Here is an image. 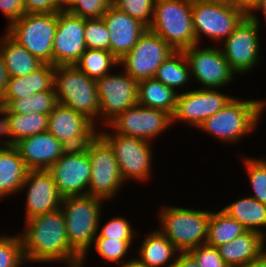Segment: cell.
Returning a JSON list of instances; mask_svg holds the SVG:
<instances>
[{
  "label": "cell",
  "mask_w": 266,
  "mask_h": 267,
  "mask_svg": "<svg viewBox=\"0 0 266 267\" xmlns=\"http://www.w3.org/2000/svg\"><path fill=\"white\" fill-rule=\"evenodd\" d=\"M24 222L19 232L26 263H61L66 267H79L81 257L70 247L64 215L58 210L37 215ZM67 264V265H66Z\"/></svg>",
  "instance_id": "cell-1"
},
{
  "label": "cell",
  "mask_w": 266,
  "mask_h": 267,
  "mask_svg": "<svg viewBox=\"0 0 266 267\" xmlns=\"http://www.w3.org/2000/svg\"><path fill=\"white\" fill-rule=\"evenodd\" d=\"M233 97L221 110L202 122L197 130L218 139V142L235 145L252 135L266 111L265 99ZM265 100V101H264Z\"/></svg>",
  "instance_id": "cell-2"
},
{
  "label": "cell",
  "mask_w": 266,
  "mask_h": 267,
  "mask_svg": "<svg viewBox=\"0 0 266 267\" xmlns=\"http://www.w3.org/2000/svg\"><path fill=\"white\" fill-rule=\"evenodd\" d=\"M106 200L91 195L62 198L60 209L64 215L70 247L81 257L79 267H85L88 252L97 236L98 223L103 216Z\"/></svg>",
  "instance_id": "cell-3"
},
{
  "label": "cell",
  "mask_w": 266,
  "mask_h": 267,
  "mask_svg": "<svg viewBox=\"0 0 266 267\" xmlns=\"http://www.w3.org/2000/svg\"><path fill=\"white\" fill-rule=\"evenodd\" d=\"M160 208L157 229L180 252H188L192 248L206 244L210 210L165 204Z\"/></svg>",
  "instance_id": "cell-4"
},
{
  "label": "cell",
  "mask_w": 266,
  "mask_h": 267,
  "mask_svg": "<svg viewBox=\"0 0 266 267\" xmlns=\"http://www.w3.org/2000/svg\"><path fill=\"white\" fill-rule=\"evenodd\" d=\"M53 85L58 103L82 113L98 128L100 102L96 80L75 65H57Z\"/></svg>",
  "instance_id": "cell-5"
},
{
  "label": "cell",
  "mask_w": 266,
  "mask_h": 267,
  "mask_svg": "<svg viewBox=\"0 0 266 267\" xmlns=\"http://www.w3.org/2000/svg\"><path fill=\"white\" fill-rule=\"evenodd\" d=\"M148 29L175 51L196 45L192 21V0H156Z\"/></svg>",
  "instance_id": "cell-6"
},
{
  "label": "cell",
  "mask_w": 266,
  "mask_h": 267,
  "mask_svg": "<svg viewBox=\"0 0 266 267\" xmlns=\"http://www.w3.org/2000/svg\"><path fill=\"white\" fill-rule=\"evenodd\" d=\"M58 12L24 13L5 32L41 62L52 64Z\"/></svg>",
  "instance_id": "cell-7"
},
{
  "label": "cell",
  "mask_w": 266,
  "mask_h": 267,
  "mask_svg": "<svg viewBox=\"0 0 266 267\" xmlns=\"http://www.w3.org/2000/svg\"><path fill=\"white\" fill-rule=\"evenodd\" d=\"M246 15L242 9L235 6L206 0H192V21L196 44L201 45L202 39L208 38L216 44L215 46H219L232 34Z\"/></svg>",
  "instance_id": "cell-8"
},
{
  "label": "cell",
  "mask_w": 266,
  "mask_h": 267,
  "mask_svg": "<svg viewBox=\"0 0 266 267\" xmlns=\"http://www.w3.org/2000/svg\"><path fill=\"white\" fill-rule=\"evenodd\" d=\"M98 134L113 149L120 175L125 183L130 180L145 183L152 179V143L118 133Z\"/></svg>",
  "instance_id": "cell-9"
},
{
  "label": "cell",
  "mask_w": 266,
  "mask_h": 267,
  "mask_svg": "<svg viewBox=\"0 0 266 267\" xmlns=\"http://www.w3.org/2000/svg\"><path fill=\"white\" fill-rule=\"evenodd\" d=\"M91 164L90 183L87 195L111 201L126 183L118 168L115 154L110 145L97 134L86 146Z\"/></svg>",
  "instance_id": "cell-10"
},
{
  "label": "cell",
  "mask_w": 266,
  "mask_h": 267,
  "mask_svg": "<svg viewBox=\"0 0 266 267\" xmlns=\"http://www.w3.org/2000/svg\"><path fill=\"white\" fill-rule=\"evenodd\" d=\"M106 126L112 131L103 126L98 133H118L153 143L157 136L170 130L172 122L166 111L136 104L118 114Z\"/></svg>",
  "instance_id": "cell-11"
},
{
  "label": "cell",
  "mask_w": 266,
  "mask_h": 267,
  "mask_svg": "<svg viewBox=\"0 0 266 267\" xmlns=\"http://www.w3.org/2000/svg\"><path fill=\"white\" fill-rule=\"evenodd\" d=\"M202 47V48H201ZM189 63L191 78L200 88L222 89L229 86L236 77L219 46L203 47L196 44L183 50ZM197 80V81H196ZM200 83V84H199Z\"/></svg>",
  "instance_id": "cell-12"
},
{
  "label": "cell",
  "mask_w": 266,
  "mask_h": 267,
  "mask_svg": "<svg viewBox=\"0 0 266 267\" xmlns=\"http://www.w3.org/2000/svg\"><path fill=\"white\" fill-rule=\"evenodd\" d=\"M260 27L246 15L220 45L225 59L237 75L250 73L262 61Z\"/></svg>",
  "instance_id": "cell-13"
},
{
  "label": "cell",
  "mask_w": 266,
  "mask_h": 267,
  "mask_svg": "<svg viewBox=\"0 0 266 267\" xmlns=\"http://www.w3.org/2000/svg\"><path fill=\"white\" fill-rule=\"evenodd\" d=\"M96 85L100 102L98 129L137 104L138 81L123 69L97 79Z\"/></svg>",
  "instance_id": "cell-14"
},
{
  "label": "cell",
  "mask_w": 266,
  "mask_h": 267,
  "mask_svg": "<svg viewBox=\"0 0 266 267\" xmlns=\"http://www.w3.org/2000/svg\"><path fill=\"white\" fill-rule=\"evenodd\" d=\"M175 50L149 29L138 39L130 52L119 59V67L133 79L154 78L158 67Z\"/></svg>",
  "instance_id": "cell-15"
},
{
  "label": "cell",
  "mask_w": 266,
  "mask_h": 267,
  "mask_svg": "<svg viewBox=\"0 0 266 267\" xmlns=\"http://www.w3.org/2000/svg\"><path fill=\"white\" fill-rule=\"evenodd\" d=\"M221 91L215 88L180 91L171 115L172 125L182 122L197 129L202 122L221 110L234 97Z\"/></svg>",
  "instance_id": "cell-16"
},
{
  "label": "cell",
  "mask_w": 266,
  "mask_h": 267,
  "mask_svg": "<svg viewBox=\"0 0 266 267\" xmlns=\"http://www.w3.org/2000/svg\"><path fill=\"white\" fill-rule=\"evenodd\" d=\"M67 150H81L98 134V128L85 115L58 103L48 115V128Z\"/></svg>",
  "instance_id": "cell-17"
},
{
  "label": "cell",
  "mask_w": 266,
  "mask_h": 267,
  "mask_svg": "<svg viewBox=\"0 0 266 267\" xmlns=\"http://www.w3.org/2000/svg\"><path fill=\"white\" fill-rule=\"evenodd\" d=\"M47 171L62 197L87 195L91 164L85 148L67 150Z\"/></svg>",
  "instance_id": "cell-18"
},
{
  "label": "cell",
  "mask_w": 266,
  "mask_h": 267,
  "mask_svg": "<svg viewBox=\"0 0 266 267\" xmlns=\"http://www.w3.org/2000/svg\"><path fill=\"white\" fill-rule=\"evenodd\" d=\"M86 49L85 18L75 16L66 9L59 11L52 65H75Z\"/></svg>",
  "instance_id": "cell-19"
},
{
  "label": "cell",
  "mask_w": 266,
  "mask_h": 267,
  "mask_svg": "<svg viewBox=\"0 0 266 267\" xmlns=\"http://www.w3.org/2000/svg\"><path fill=\"white\" fill-rule=\"evenodd\" d=\"M25 191V220L58 210L61 206L63 197L59 194L53 177L47 170H29L20 194L23 195L22 192L25 193Z\"/></svg>",
  "instance_id": "cell-20"
},
{
  "label": "cell",
  "mask_w": 266,
  "mask_h": 267,
  "mask_svg": "<svg viewBox=\"0 0 266 267\" xmlns=\"http://www.w3.org/2000/svg\"><path fill=\"white\" fill-rule=\"evenodd\" d=\"M110 35V52L119 60L130 52L148 30L140 20L130 17L112 4L102 16Z\"/></svg>",
  "instance_id": "cell-21"
},
{
  "label": "cell",
  "mask_w": 266,
  "mask_h": 267,
  "mask_svg": "<svg viewBox=\"0 0 266 267\" xmlns=\"http://www.w3.org/2000/svg\"><path fill=\"white\" fill-rule=\"evenodd\" d=\"M28 170H48L67 149L50 132L25 137L14 144Z\"/></svg>",
  "instance_id": "cell-22"
},
{
  "label": "cell",
  "mask_w": 266,
  "mask_h": 267,
  "mask_svg": "<svg viewBox=\"0 0 266 267\" xmlns=\"http://www.w3.org/2000/svg\"><path fill=\"white\" fill-rule=\"evenodd\" d=\"M217 249L228 267H242L266 251V238L258 232L246 231Z\"/></svg>",
  "instance_id": "cell-23"
},
{
  "label": "cell",
  "mask_w": 266,
  "mask_h": 267,
  "mask_svg": "<svg viewBox=\"0 0 266 267\" xmlns=\"http://www.w3.org/2000/svg\"><path fill=\"white\" fill-rule=\"evenodd\" d=\"M139 245L134 255L148 267H173L180 252L157 227Z\"/></svg>",
  "instance_id": "cell-24"
},
{
  "label": "cell",
  "mask_w": 266,
  "mask_h": 267,
  "mask_svg": "<svg viewBox=\"0 0 266 267\" xmlns=\"http://www.w3.org/2000/svg\"><path fill=\"white\" fill-rule=\"evenodd\" d=\"M28 171L14 145L0 147V200L20 193Z\"/></svg>",
  "instance_id": "cell-25"
},
{
  "label": "cell",
  "mask_w": 266,
  "mask_h": 267,
  "mask_svg": "<svg viewBox=\"0 0 266 267\" xmlns=\"http://www.w3.org/2000/svg\"><path fill=\"white\" fill-rule=\"evenodd\" d=\"M55 66L43 63L30 74L9 77L7 89L0 99H22L34 93L50 90L54 85Z\"/></svg>",
  "instance_id": "cell-26"
},
{
  "label": "cell",
  "mask_w": 266,
  "mask_h": 267,
  "mask_svg": "<svg viewBox=\"0 0 266 267\" xmlns=\"http://www.w3.org/2000/svg\"><path fill=\"white\" fill-rule=\"evenodd\" d=\"M222 210L236 219L247 231L258 232L266 238V204L244 195L224 206Z\"/></svg>",
  "instance_id": "cell-27"
},
{
  "label": "cell",
  "mask_w": 266,
  "mask_h": 267,
  "mask_svg": "<svg viewBox=\"0 0 266 267\" xmlns=\"http://www.w3.org/2000/svg\"><path fill=\"white\" fill-rule=\"evenodd\" d=\"M0 49L9 77H20L39 68L43 62L13 40L6 32L0 37Z\"/></svg>",
  "instance_id": "cell-28"
},
{
  "label": "cell",
  "mask_w": 266,
  "mask_h": 267,
  "mask_svg": "<svg viewBox=\"0 0 266 267\" xmlns=\"http://www.w3.org/2000/svg\"><path fill=\"white\" fill-rule=\"evenodd\" d=\"M178 93L155 78L138 81L137 104L173 114Z\"/></svg>",
  "instance_id": "cell-29"
},
{
  "label": "cell",
  "mask_w": 266,
  "mask_h": 267,
  "mask_svg": "<svg viewBox=\"0 0 266 267\" xmlns=\"http://www.w3.org/2000/svg\"><path fill=\"white\" fill-rule=\"evenodd\" d=\"M6 126L9 143L14 145L25 137L46 132L48 115L38 112L29 114L10 113L6 109Z\"/></svg>",
  "instance_id": "cell-30"
},
{
  "label": "cell",
  "mask_w": 266,
  "mask_h": 267,
  "mask_svg": "<svg viewBox=\"0 0 266 267\" xmlns=\"http://www.w3.org/2000/svg\"><path fill=\"white\" fill-rule=\"evenodd\" d=\"M167 87L179 93V89L191 84L189 63L183 51H175L157 69L154 77ZM188 83V84H187ZM185 85V86H184Z\"/></svg>",
  "instance_id": "cell-31"
},
{
  "label": "cell",
  "mask_w": 266,
  "mask_h": 267,
  "mask_svg": "<svg viewBox=\"0 0 266 267\" xmlns=\"http://www.w3.org/2000/svg\"><path fill=\"white\" fill-rule=\"evenodd\" d=\"M246 231L236 219L230 217L222 209L214 212L211 209L206 244L218 247L231 242Z\"/></svg>",
  "instance_id": "cell-32"
},
{
  "label": "cell",
  "mask_w": 266,
  "mask_h": 267,
  "mask_svg": "<svg viewBox=\"0 0 266 267\" xmlns=\"http://www.w3.org/2000/svg\"><path fill=\"white\" fill-rule=\"evenodd\" d=\"M10 113L38 112L49 115L58 104L54 86L48 90L24 96L22 99H0Z\"/></svg>",
  "instance_id": "cell-33"
},
{
  "label": "cell",
  "mask_w": 266,
  "mask_h": 267,
  "mask_svg": "<svg viewBox=\"0 0 266 267\" xmlns=\"http://www.w3.org/2000/svg\"><path fill=\"white\" fill-rule=\"evenodd\" d=\"M75 66L89 78L97 80L119 67V60L108 50L86 49Z\"/></svg>",
  "instance_id": "cell-34"
},
{
  "label": "cell",
  "mask_w": 266,
  "mask_h": 267,
  "mask_svg": "<svg viewBox=\"0 0 266 267\" xmlns=\"http://www.w3.org/2000/svg\"><path fill=\"white\" fill-rule=\"evenodd\" d=\"M134 242L111 238H95L92 246L103 261H107L108 264L122 265L134 257L130 254L132 252H129L130 249H134L132 248ZM127 255L131 256L128 258Z\"/></svg>",
  "instance_id": "cell-35"
},
{
  "label": "cell",
  "mask_w": 266,
  "mask_h": 267,
  "mask_svg": "<svg viewBox=\"0 0 266 267\" xmlns=\"http://www.w3.org/2000/svg\"><path fill=\"white\" fill-rule=\"evenodd\" d=\"M246 175L250 182L251 194H247L260 203L266 204V157H242Z\"/></svg>",
  "instance_id": "cell-36"
},
{
  "label": "cell",
  "mask_w": 266,
  "mask_h": 267,
  "mask_svg": "<svg viewBox=\"0 0 266 267\" xmlns=\"http://www.w3.org/2000/svg\"><path fill=\"white\" fill-rule=\"evenodd\" d=\"M101 221L102 218L100 217L95 238H111L124 241H135L136 237L139 238V235H137L138 230L136 231L126 216L118 215L114 218L112 217L103 225H101Z\"/></svg>",
  "instance_id": "cell-37"
},
{
  "label": "cell",
  "mask_w": 266,
  "mask_h": 267,
  "mask_svg": "<svg viewBox=\"0 0 266 267\" xmlns=\"http://www.w3.org/2000/svg\"><path fill=\"white\" fill-rule=\"evenodd\" d=\"M24 258L22 241L18 234H0V267H22Z\"/></svg>",
  "instance_id": "cell-38"
},
{
  "label": "cell",
  "mask_w": 266,
  "mask_h": 267,
  "mask_svg": "<svg viewBox=\"0 0 266 267\" xmlns=\"http://www.w3.org/2000/svg\"><path fill=\"white\" fill-rule=\"evenodd\" d=\"M85 44L87 49L110 51V35L103 18L85 19Z\"/></svg>",
  "instance_id": "cell-39"
},
{
  "label": "cell",
  "mask_w": 266,
  "mask_h": 267,
  "mask_svg": "<svg viewBox=\"0 0 266 267\" xmlns=\"http://www.w3.org/2000/svg\"><path fill=\"white\" fill-rule=\"evenodd\" d=\"M156 0H112V5L149 27L153 20Z\"/></svg>",
  "instance_id": "cell-40"
},
{
  "label": "cell",
  "mask_w": 266,
  "mask_h": 267,
  "mask_svg": "<svg viewBox=\"0 0 266 267\" xmlns=\"http://www.w3.org/2000/svg\"><path fill=\"white\" fill-rule=\"evenodd\" d=\"M112 0H73L66 10L85 19L102 18Z\"/></svg>",
  "instance_id": "cell-41"
},
{
  "label": "cell",
  "mask_w": 266,
  "mask_h": 267,
  "mask_svg": "<svg viewBox=\"0 0 266 267\" xmlns=\"http://www.w3.org/2000/svg\"><path fill=\"white\" fill-rule=\"evenodd\" d=\"M188 252L197 261L199 267H228L220 256L217 247L203 244L190 249Z\"/></svg>",
  "instance_id": "cell-42"
},
{
  "label": "cell",
  "mask_w": 266,
  "mask_h": 267,
  "mask_svg": "<svg viewBox=\"0 0 266 267\" xmlns=\"http://www.w3.org/2000/svg\"><path fill=\"white\" fill-rule=\"evenodd\" d=\"M65 10L57 0H24V13H54Z\"/></svg>",
  "instance_id": "cell-43"
},
{
  "label": "cell",
  "mask_w": 266,
  "mask_h": 267,
  "mask_svg": "<svg viewBox=\"0 0 266 267\" xmlns=\"http://www.w3.org/2000/svg\"><path fill=\"white\" fill-rule=\"evenodd\" d=\"M1 13L6 18V27L24 14V0H0Z\"/></svg>",
  "instance_id": "cell-44"
},
{
  "label": "cell",
  "mask_w": 266,
  "mask_h": 267,
  "mask_svg": "<svg viewBox=\"0 0 266 267\" xmlns=\"http://www.w3.org/2000/svg\"><path fill=\"white\" fill-rule=\"evenodd\" d=\"M259 11V13L257 12ZM263 15L264 23H266V0H257L254 7L250 10V12L247 14L256 24L259 26L262 24L260 16L258 17L257 14Z\"/></svg>",
  "instance_id": "cell-45"
},
{
  "label": "cell",
  "mask_w": 266,
  "mask_h": 267,
  "mask_svg": "<svg viewBox=\"0 0 266 267\" xmlns=\"http://www.w3.org/2000/svg\"><path fill=\"white\" fill-rule=\"evenodd\" d=\"M2 117V118H1ZM0 147L9 146V139L7 135V126H6V106L0 101ZM4 136L6 138H4Z\"/></svg>",
  "instance_id": "cell-46"
},
{
  "label": "cell",
  "mask_w": 266,
  "mask_h": 267,
  "mask_svg": "<svg viewBox=\"0 0 266 267\" xmlns=\"http://www.w3.org/2000/svg\"><path fill=\"white\" fill-rule=\"evenodd\" d=\"M173 267H199L189 252H179Z\"/></svg>",
  "instance_id": "cell-47"
},
{
  "label": "cell",
  "mask_w": 266,
  "mask_h": 267,
  "mask_svg": "<svg viewBox=\"0 0 266 267\" xmlns=\"http://www.w3.org/2000/svg\"><path fill=\"white\" fill-rule=\"evenodd\" d=\"M9 75L4 64L3 55L0 49V98L3 96L7 89Z\"/></svg>",
  "instance_id": "cell-48"
},
{
  "label": "cell",
  "mask_w": 266,
  "mask_h": 267,
  "mask_svg": "<svg viewBox=\"0 0 266 267\" xmlns=\"http://www.w3.org/2000/svg\"><path fill=\"white\" fill-rule=\"evenodd\" d=\"M257 0H233V6L242 9L246 14L254 7Z\"/></svg>",
  "instance_id": "cell-49"
},
{
  "label": "cell",
  "mask_w": 266,
  "mask_h": 267,
  "mask_svg": "<svg viewBox=\"0 0 266 267\" xmlns=\"http://www.w3.org/2000/svg\"><path fill=\"white\" fill-rule=\"evenodd\" d=\"M242 267H266V251H264L258 258L251 262H248Z\"/></svg>",
  "instance_id": "cell-50"
},
{
  "label": "cell",
  "mask_w": 266,
  "mask_h": 267,
  "mask_svg": "<svg viewBox=\"0 0 266 267\" xmlns=\"http://www.w3.org/2000/svg\"><path fill=\"white\" fill-rule=\"evenodd\" d=\"M119 266L120 267H148L147 265L140 262L135 256L132 259L128 260L127 262Z\"/></svg>",
  "instance_id": "cell-51"
},
{
  "label": "cell",
  "mask_w": 266,
  "mask_h": 267,
  "mask_svg": "<svg viewBox=\"0 0 266 267\" xmlns=\"http://www.w3.org/2000/svg\"><path fill=\"white\" fill-rule=\"evenodd\" d=\"M215 3L227 4L233 6V0H206Z\"/></svg>",
  "instance_id": "cell-52"
},
{
  "label": "cell",
  "mask_w": 266,
  "mask_h": 267,
  "mask_svg": "<svg viewBox=\"0 0 266 267\" xmlns=\"http://www.w3.org/2000/svg\"><path fill=\"white\" fill-rule=\"evenodd\" d=\"M57 1L66 9L73 0H57Z\"/></svg>",
  "instance_id": "cell-53"
}]
</instances>
